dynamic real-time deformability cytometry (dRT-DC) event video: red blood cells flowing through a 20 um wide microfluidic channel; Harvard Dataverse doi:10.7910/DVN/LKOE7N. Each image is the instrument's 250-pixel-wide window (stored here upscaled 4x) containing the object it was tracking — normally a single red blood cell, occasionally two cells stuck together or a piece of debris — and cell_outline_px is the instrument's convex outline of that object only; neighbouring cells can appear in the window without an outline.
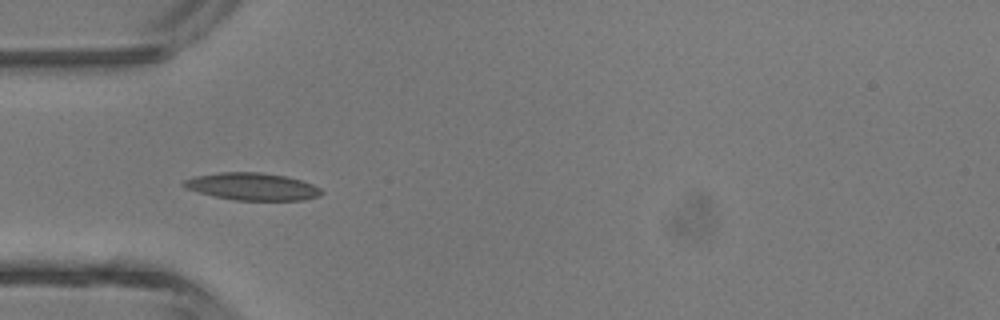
{"species": "common noctule bat (a hibernating species)", "species_latin": "Nyctalus noctula", "temperature_condition": "room temperature", "stored_images_in_passage": 3, "camera_frame_rate_fps": 3000, "um_per_image_px": 0.085, "animal": {"sex": "male", "body_mass_g": 13.3}, "frame": {"image": 1, "passage_image": 3, "time_ms": 3.0, "image_size_px": [1000, 320], "cell_outline_px": [[324, 192], [320, 196], [304, 200], [232, 200], [212, 196], [188, 188], [180, 184], [184, 180], [196, 176], [220, 172], [264, 172], [288, 176], [312, 184], [320, 188]], "centroid_in_image_um": [21.48, 15.85], "position_along_channel_um": 63.5, "area_um2": 22.02}}